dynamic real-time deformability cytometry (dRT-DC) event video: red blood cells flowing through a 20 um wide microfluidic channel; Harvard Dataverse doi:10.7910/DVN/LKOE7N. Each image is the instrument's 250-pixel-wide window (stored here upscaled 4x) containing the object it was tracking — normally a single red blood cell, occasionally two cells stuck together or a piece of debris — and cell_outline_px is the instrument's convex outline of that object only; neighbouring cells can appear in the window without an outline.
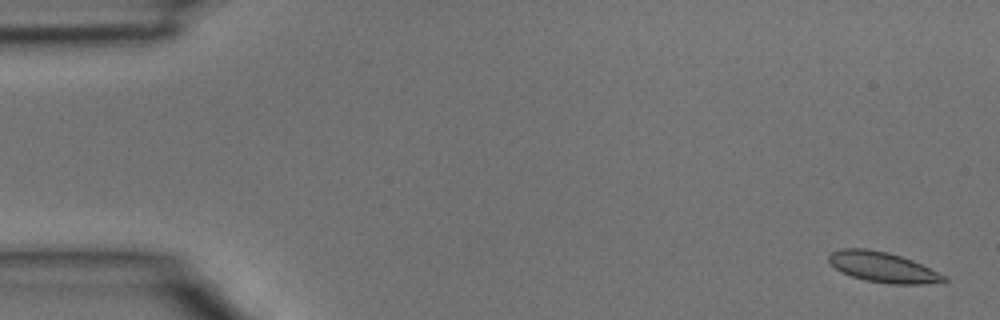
{"species": "common noctule bat (a hibernating species)", "species_latin": "Nyctalus noctula", "temperature_condition": "room temperature", "stored_images_in_passage": 4, "camera_frame_rate_fps": 3000, "um_per_image_px": 0.085, "animal": {"sex": "male", "body_mass_g": 15.6}, "frame": {"image": 1, "passage_image": 1, "time_ms": 0.0, "image_size_px": [1000, 320], "cell_outline_px": [[948, 280], [920, 284], [892, 284], [864, 280], [840, 272], [828, 260], [828, 256], [832, 252], [840, 248], [868, 248], [888, 252], [912, 260], [948, 276]], "centroid_in_image_um": [75.02, 22.7], "position_along_channel_um": 10.0, "area_um2": 20.29}}